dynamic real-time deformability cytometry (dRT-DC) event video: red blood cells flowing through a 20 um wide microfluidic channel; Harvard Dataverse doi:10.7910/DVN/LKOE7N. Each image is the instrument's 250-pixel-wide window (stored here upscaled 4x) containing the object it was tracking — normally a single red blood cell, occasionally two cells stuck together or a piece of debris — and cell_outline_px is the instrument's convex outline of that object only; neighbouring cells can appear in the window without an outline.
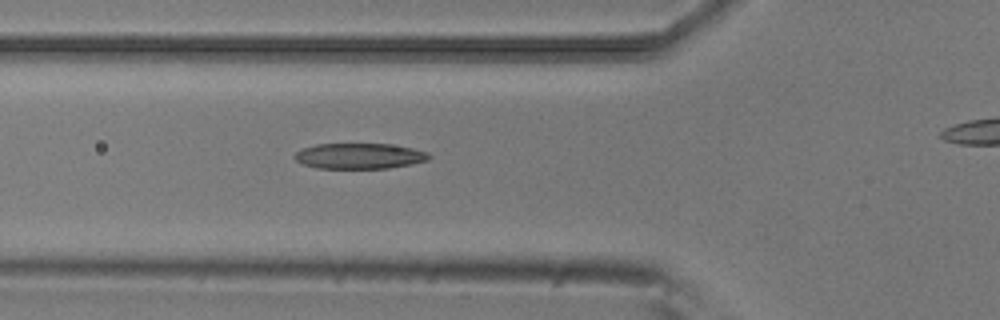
{"species": "common noctule bat (a hibernating species)", "species_latin": "Nyctalus noctula", "temperature_condition": "room temperature", "stored_images_in_passage": 35, "camera_frame_rate_fps": 3000, "um_per_image_px": 0.085, "animal": {"sex": "male", "body_mass_g": 20.5, "forearm_length_mm": 52.5}, "frame": {"image": 1, "passage_image": 3, "time_ms": 0.667, "image_size_px": [1000, 320], "cell_outline_px": [[432, 156], [428, 160], [412, 164], [388, 168], [316, 168], [304, 164], [296, 160], [292, 156], [300, 148], [316, 144], [388, 144], [412, 148], [428, 152]], "centroid_in_image_um": [30.54, 13.26], "position_along_channel_um": 95.3, "area_um2": 20.11}}
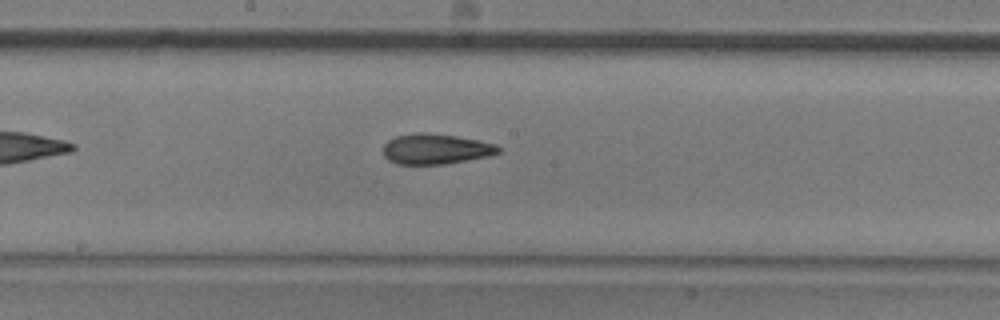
{"frame": {"image": 2, "passage_image": 12, "time_ms": 3.667, "image_size_px": [1000, 320], "cell_outline_px": [[500, 152], [488, 156], [444, 164], [396, 164], [388, 160], [384, 156], [384, 144], [388, 140], [396, 136], [412, 132], [424, 132], [456, 136], [480, 140], [496, 144], [500, 148]], "centroid_in_image_um": [37.02, 12.65], "position_along_channel_um": 211.2, "area_um2": 20.46}}
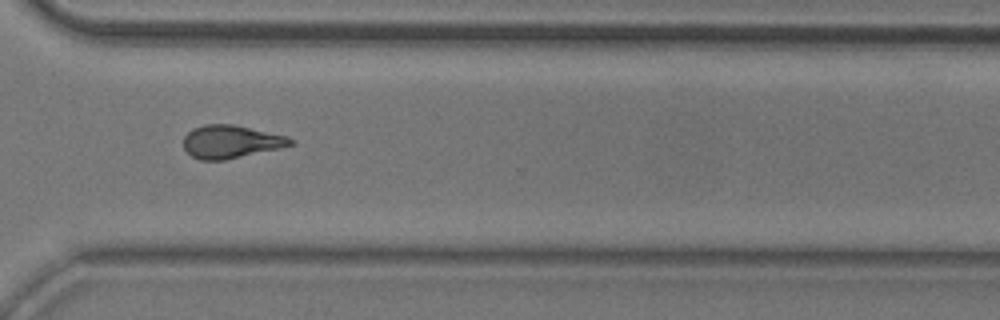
{"frame": {"image": 3, "passage_image": 23, "time_ms": 7.333, "image_size_px": [1000, 320], "cell_outline_px": [[296, 144], [280, 148], [224, 160], [200, 160], [192, 156], [184, 148], [184, 136], [192, 128], [204, 124], [232, 124], [284, 136], [292, 140]], "centroid_in_image_um": [19.58, 12.05], "position_along_channel_um": 351.0, "area_um2": 20.29}, "authors_computed_cell_mechanics": {"area_um2": 19.9988, "velocity_mm_per_s": 3.827, "shape_relaxation_time_tau1_ms": 4.4661, "shape_relaxation_time_tau2_ms": 2.8226, "deformation_change_tau1": 0.1647, "deformation_change_tau2": 0.1189}}